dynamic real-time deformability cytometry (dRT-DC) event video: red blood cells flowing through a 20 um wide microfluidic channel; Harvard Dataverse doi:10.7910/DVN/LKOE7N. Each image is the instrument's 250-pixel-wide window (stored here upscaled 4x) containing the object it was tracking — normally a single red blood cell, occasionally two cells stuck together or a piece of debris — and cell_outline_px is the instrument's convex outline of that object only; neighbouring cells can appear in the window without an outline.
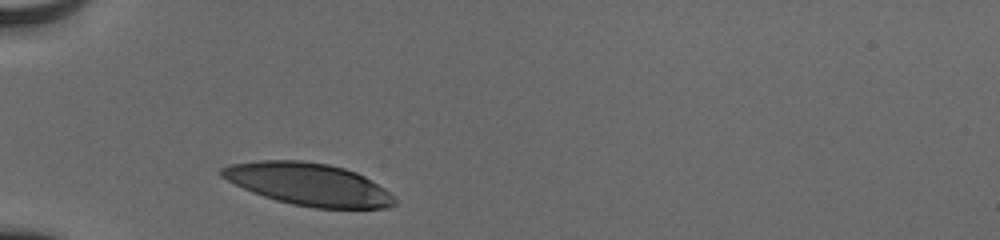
{"species": "human", "species_latin": "Homo sapiens", "temperature_condition": "cold", "stored_images_in_passage": 29, "camera_frame_rate_fps": 3000, "um_per_image_px": 0.085, "donor": {"sex": "male"}, "frame": {"image": 1, "passage_image": 1, "time_ms": 0.0, "image_size_px": [1000, 240], "cell_outline_px": [[396, 204], [388, 208], [316, 208], [292, 204], [276, 200], [252, 192], [220, 176], [220, 168], [228, 164], [260, 160], [300, 160], [328, 164], [344, 168], [356, 172], [364, 176], [384, 188], [396, 200]], "centroid_in_image_um": [26.21, 15.65], "position_along_channel_um": 58.8, "area_um2": 42.54}}
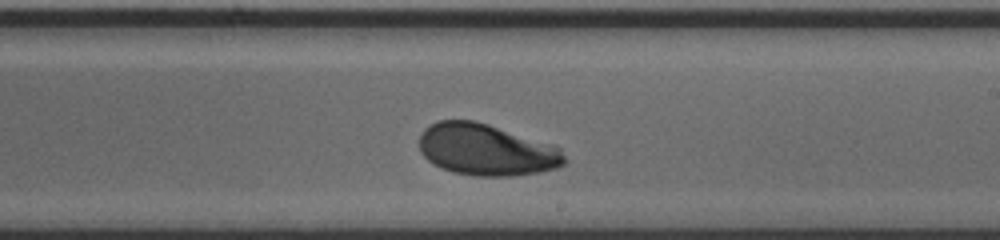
{"frame": {"image": 2, "passage_image": 17, "time_ms": 5.333, "image_size_px": [1000, 240], "cell_outline_px": [[568, 160], [564, 164], [556, 168], [540, 172], [512, 176], [476, 176], [452, 172], [440, 168], [432, 164], [420, 152], [420, 136], [424, 128], [436, 120], [476, 120], [556, 144], [560, 148]], "centroid_in_image_um": [41.37, 12.72], "position_along_channel_um": 247.6, "area_um2": 44.45}}
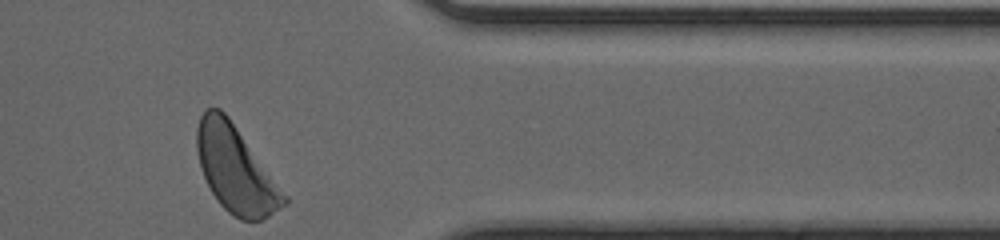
{"frame": {"image": 3, "passage_image": 29, "time_ms": 9.333, "image_size_px": [1000, 240], "cell_outline_px": [[288, 204], [268, 216], [260, 220], [240, 220], [228, 212], [220, 204], [212, 192], [204, 176], [200, 164], [196, 148], [196, 128], [200, 116], [208, 108], [220, 108], [228, 116], [288, 196]], "centroid_in_image_um": [20.04, 14.41], "position_along_channel_um": 391.4, "area_um2": 43.52}, "authors_computed_cell_mechanics": {"area_um2": 43.5812, "velocity_mm_per_s": 3.834, "shape_relaxation_time_tau1_ms": 4.1798, "shape_relaxation_time_tau2_ms": null, "deformation_change_tau1": 0.2122, "deformation_change_tau2": null}}